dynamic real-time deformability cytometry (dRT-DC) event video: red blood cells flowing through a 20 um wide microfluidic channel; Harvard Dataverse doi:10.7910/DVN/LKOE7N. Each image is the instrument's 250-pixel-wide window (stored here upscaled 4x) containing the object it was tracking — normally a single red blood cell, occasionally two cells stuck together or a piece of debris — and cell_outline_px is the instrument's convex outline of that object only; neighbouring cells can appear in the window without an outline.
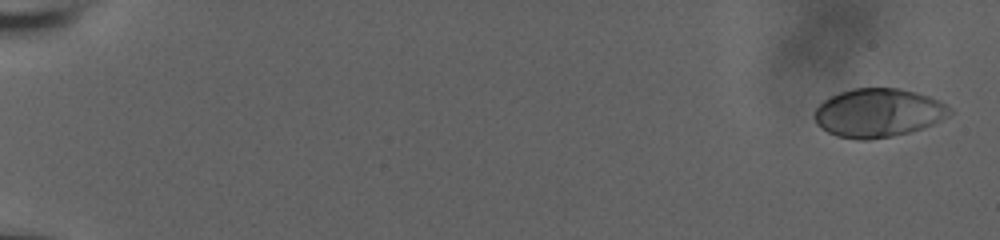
{"species": "human", "species_latin": "Homo sapiens", "temperature_condition": "room temperature", "stored_images_in_passage": 39, "camera_frame_rate_fps": 3000, "um_per_image_px": 0.085, "donor": {"sex": "male"}, "frame": {"image": 1, "passage_image": 1, "time_ms": 0.0, "image_size_px": [1000, 240], "cell_outline_px": [[952, 112], [948, 116], [924, 128], [892, 136], [868, 140], [856, 140], [836, 136], [820, 128], [816, 124], [812, 112], [824, 100], [840, 92], [852, 88], [896, 88], [916, 92], [928, 96], [944, 104]], "centroid_in_image_um": [74.59, 9.6], "position_along_channel_um": 10.4, "area_um2": 38.26}}
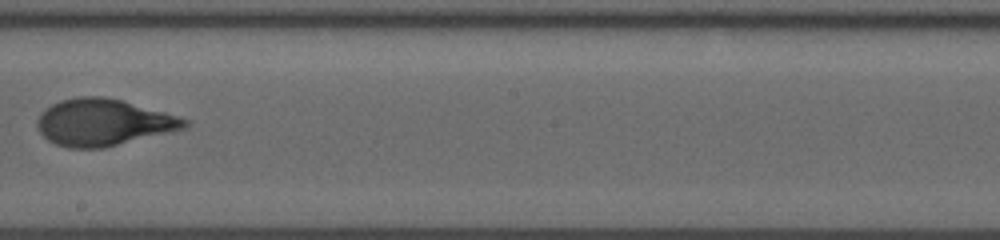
{"frame": {"image": 2, "passage_image": 22, "time_ms": 7.0, "image_size_px": [1000, 240], "cell_outline_px": [[192, 124], [184, 128], [104, 148], [68, 148], [56, 144], [48, 140], [40, 132], [36, 124], [36, 120], [40, 112], [44, 108], [60, 100], [76, 96], [100, 96], [124, 100], [180, 116], [192, 120]], "centroid_in_image_um": [8.79, 10.38], "position_along_channel_um": 239.4, "area_um2": 40.52}}
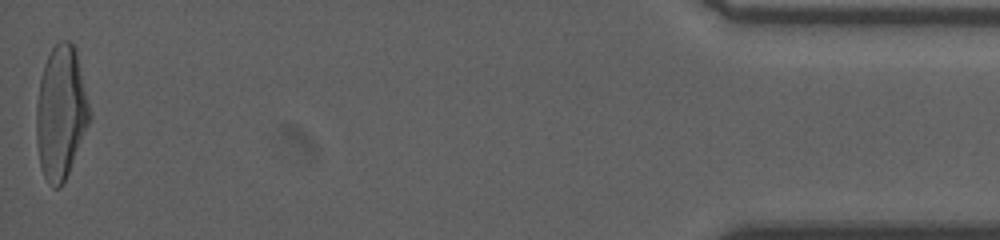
{"frame": {"image": 3, "passage_image": 39, "time_ms": 12.667, "image_size_px": [1000, 240], "cell_outline_px": [[92, 116], [68, 172], [60, 188], [52, 188], [48, 184], [40, 168], [36, 144], [36, 104], [40, 80], [44, 64], [52, 48], [60, 40], [68, 40], [76, 48], [92, 112]], "centroid_in_image_um": [5.18, 9.56], "position_along_channel_um": 430.0, "area_um2": 41.67}}